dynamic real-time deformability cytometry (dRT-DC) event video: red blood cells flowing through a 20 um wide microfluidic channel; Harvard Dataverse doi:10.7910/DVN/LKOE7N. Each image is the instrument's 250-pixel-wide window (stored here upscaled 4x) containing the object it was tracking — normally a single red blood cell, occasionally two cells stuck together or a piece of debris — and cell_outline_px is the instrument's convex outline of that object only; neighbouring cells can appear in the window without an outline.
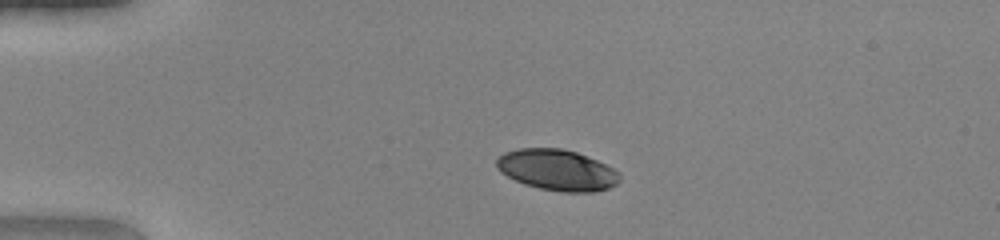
{"species": "human", "species_latin": "Homo sapiens", "temperature_condition": "warm", "stored_images_in_passage": 39, "camera_frame_rate_fps": 3000, "um_per_image_px": 0.085, "donor": {"sex": "female"}, "frame": {"image": 1, "passage_image": 1, "time_ms": 0.0, "image_size_px": [1000, 240], "cell_outline_px": [[620, 180], [616, 184], [608, 188], [592, 192], [560, 192], [540, 188], [524, 184], [500, 172], [496, 168], [496, 160], [504, 152], [520, 148], [560, 148], [576, 152], [596, 160], [612, 168], [620, 176]], "centroid_in_image_um": [47.32, 14.45], "position_along_channel_um": 37.7, "area_um2": 29.19}}
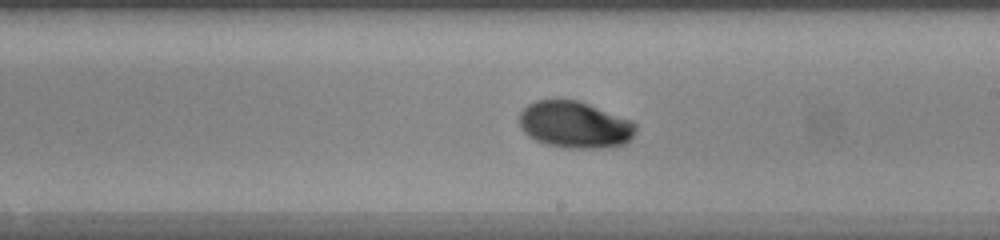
{"frame": {"image": 2, "passage_image": 19, "time_ms": 6.0, "image_size_px": [1000, 240], "cell_outline_px": [[636, 132], [632, 140], [624, 144], [600, 148], [564, 148], [544, 144], [528, 136], [520, 128], [520, 112], [528, 104], [536, 100], [576, 100], [588, 104], [632, 120], [636, 124]], "centroid_in_image_um": [48.87, 10.62], "position_along_channel_um": 240.1, "area_um2": 31.85}}
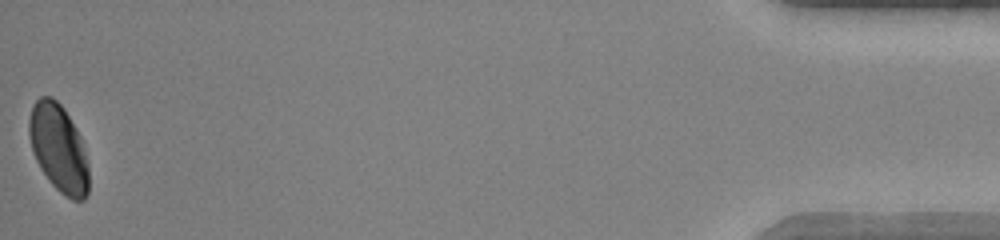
{"frame": {"image": 3, "passage_image": 39, "time_ms": 12.667, "image_size_px": [1000, 240], "cell_outline_px": [[88, 192], [84, 200], [72, 200], [64, 196], [52, 184], [40, 168], [32, 152], [28, 132], [28, 120], [32, 104], [40, 96], [52, 96], [64, 108], [80, 136], [88, 164]], "centroid_in_image_um": [4.96, 12.58], "position_along_channel_um": 430.2, "area_um2": 30.58}, "authors_computed_cell_mechanics": {"area_um2": 30.6918, "velocity_mm_per_s": 4.1823, "shape_relaxation_time_tau1_ms": 2.7906, "shape_relaxation_time_tau2_ms": 2.1416, "deformation_change_tau1": 0.1459, "deformation_change_tau2": 0.0254}}